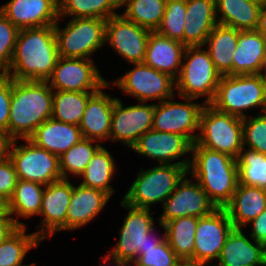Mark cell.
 I'll return each instance as SVG.
<instances>
[{
	"label": "cell",
	"mask_w": 266,
	"mask_h": 266,
	"mask_svg": "<svg viewBox=\"0 0 266 266\" xmlns=\"http://www.w3.org/2000/svg\"><path fill=\"white\" fill-rule=\"evenodd\" d=\"M58 58L54 25L20 29L7 75L13 80L47 81Z\"/></svg>",
	"instance_id": "6da1fadb"
},
{
	"label": "cell",
	"mask_w": 266,
	"mask_h": 266,
	"mask_svg": "<svg viewBox=\"0 0 266 266\" xmlns=\"http://www.w3.org/2000/svg\"><path fill=\"white\" fill-rule=\"evenodd\" d=\"M53 89L47 81L13 80L8 134L29 139L38 126L52 118Z\"/></svg>",
	"instance_id": "7a4b0ae2"
},
{
	"label": "cell",
	"mask_w": 266,
	"mask_h": 266,
	"mask_svg": "<svg viewBox=\"0 0 266 266\" xmlns=\"http://www.w3.org/2000/svg\"><path fill=\"white\" fill-rule=\"evenodd\" d=\"M188 175L195 178L217 208L232 200L239 182L237 160L227 154L192 144Z\"/></svg>",
	"instance_id": "3957f363"
},
{
	"label": "cell",
	"mask_w": 266,
	"mask_h": 266,
	"mask_svg": "<svg viewBox=\"0 0 266 266\" xmlns=\"http://www.w3.org/2000/svg\"><path fill=\"white\" fill-rule=\"evenodd\" d=\"M217 110L245 118L246 110L266 112V79L262 74L221 76L214 100Z\"/></svg>",
	"instance_id": "277c9868"
},
{
	"label": "cell",
	"mask_w": 266,
	"mask_h": 266,
	"mask_svg": "<svg viewBox=\"0 0 266 266\" xmlns=\"http://www.w3.org/2000/svg\"><path fill=\"white\" fill-rule=\"evenodd\" d=\"M221 76L204 46H186L180 73L175 79V90L181 98L206 96L204 103L210 104Z\"/></svg>",
	"instance_id": "5b68a950"
},
{
	"label": "cell",
	"mask_w": 266,
	"mask_h": 266,
	"mask_svg": "<svg viewBox=\"0 0 266 266\" xmlns=\"http://www.w3.org/2000/svg\"><path fill=\"white\" fill-rule=\"evenodd\" d=\"M189 166L159 164L138 172L137 178L123 197L129 205L151 209L152 204L164 201L175 191L179 182L188 175Z\"/></svg>",
	"instance_id": "8992f818"
},
{
	"label": "cell",
	"mask_w": 266,
	"mask_h": 266,
	"mask_svg": "<svg viewBox=\"0 0 266 266\" xmlns=\"http://www.w3.org/2000/svg\"><path fill=\"white\" fill-rule=\"evenodd\" d=\"M243 118L205 104L200 115L195 143L237 159L243 145Z\"/></svg>",
	"instance_id": "52a82bcc"
},
{
	"label": "cell",
	"mask_w": 266,
	"mask_h": 266,
	"mask_svg": "<svg viewBox=\"0 0 266 266\" xmlns=\"http://www.w3.org/2000/svg\"><path fill=\"white\" fill-rule=\"evenodd\" d=\"M120 203L123 208L128 209V215L119 230L117 245L109 253L134 262L142 250L156 248L165 240V229L163 237L154 234V218L151 215V209L135 207L123 200Z\"/></svg>",
	"instance_id": "ba28073f"
},
{
	"label": "cell",
	"mask_w": 266,
	"mask_h": 266,
	"mask_svg": "<svg viewBox=\"0 0 266 266\" xmlns=\"http://www.w3.org/2000/svg\"><path fill=\"white\" fill-rule=\"evenodd\" d=\"M106 21L101 18H72L65 28L54 25L59 57L93 60L91 55L105 46Z\"/></svg>",
	"instance_id": "9c48e42d"
},
{
	"label": "cell",
	"mask_w": 266,
	"mask_h": 266,
	"mask_svg": "<svg viewBox=\"0 0 266 266\" xmlns=\"http://www.w3.org/2000/svg\"><path fill=\"white\" fill-rule=\"evenodd\" d=\"M17 146L12 140L9 158L12 160L18 179L43 185L62 179L59 169V157L43 148L37 147L29 139Z\"/></svg>",
	"instance_id": "30bf717a"
},
{
	"label": "cell",
	"mask_w": 266,
	"mask_h": 266,
	"mask_svg": "<svg viewBox=\"0 0 266 266\" xmlns=\"http://www.w3.org/2000/svg\"><path fill=\"white\" fill-rule=\"evenodd\" d=\"M133 69L113 80L112 84L139 102L159 100L162 102L175 95V79L143 63H133Z\"/></svg>",
	"instance_id": "8fae6325"
},
{
	"label": "cell",
	"mask_w": 266,
	"mask_h": 266,
	"mask_svg": "<svg viewBox=\"0 0 266 266\" xmlns=\"http://www.w3.org/2000/svg\"><path fill=\"white\" fill-rule=\"evenodd\" d=\"M171 99L174 100V97L159 104L155 103L152 129L159 132L180 134L194 144L198 136L194 135V132L199 130L200 115L205 103H195V98L188 97L184 98L186 103Z\"/></svg>",
	"instance_id": "7c38bea8"
},
{
	"label": "cell",
	"mask_w": 266,
	"mask_h": 266,
	"mask_svg": "<svg viewBox=\"0 0 266 266\" xmlns=\"http://www.w3.org/2000/svg\"><path fill=\"white\" fill-rule=\"evenodd\" d=\"M93 62L83 58L59 57L47 82L53 90L98 92L108 82Z\"/></svg>",
	"instance_id": "4fadbf2b"
},
{
	"label": "cell",
	"mask_w": 266,
	"mask_h": 266,
	"mask_svg": "<svg viewBox=\"0 0 266 266\" xmlns=\"http://www.w3.org/2000/svg\"><path fill=\"white\" fill-rule=\"evenodd\" d=\"M192 179L194 182L184 176L175 191L164 201L163 214L158 219L160 226L180 217L208 216L218 209L198 181Z\"/></svg>",
	"instance_id": "5bb4252c"
},
{
	"label": "cell",
	"mask_w": 266,
	"mask_h": 266,
	"mask_svg": "<svg viewBox=\"0 0 266 266\" xmlns=\"http://www.w3.org/2000/svg\"><path fill=\"white\" fill-rule=\"evenodd\" d=\"M154 112L155 103L140 102L137 105L123 107L122 101L116 97L112 112L110 141H121L128 148H132L143 134L152 129Z\"/></svg>",
	"instance_id": "9a60e30c"
},
{
	"label": "cell",
	"mask_w": 266,
	"mask_h": 266,
	"mask_svg": "<svg viewBox=\"0 0 266 266\" xmlns=\"http://www.w3.org/2000/svg\"><path fill=\"white\" fill-rule=\"evenodd\" d=\"M151 30L126 19L122 14L110 17L105 25V43L128 63H143Z\"/></svg>",
	"instance_id": "2e32d148"
},
{
	"label": "cell",
	"mask_w": 266,
	"mask_h": 266,
	"mask_svg": "<svg viewBox=\"0 0 266 266\" xmlns=\"http://www.w3.org/2000/svg\"><path fill=\"white\" fill-rule=\"evenodd\" d=\"M136 153L157 161V164L190 166L191 159L179 160L181 156L192 152V143L180 134L149 130L143 134L131 148Z\"/></svg>",
	"instance_id": "e0dca14e"
},
{
	"label": "cell",
	"mask_w": 266,
	"mask_h": 266,
	"mask_svg": "<svg viewBox=\"0 0 266 266\" xmlns=\"http://www.w3.org/2000/svg\"><path fill=\"white\" fill-rule=\"evenodd\" d=\"M233 228L225 208H218L210 215L200 217L195 232L194 259L209 262L218 260Z\"/></svg>",
	"instance_id": "ac0fdd59"
},
{
	"label": "cell",
	"mask_w": 266,
	"mask_h": 266,
	"mask_svg": "<svg viewBox=\"0 0 266 266\" xmlns=\"http://www.w3.org/2000/svg\"><path fill=\"white\" fill-rule=\"evenodd\" d=\"M72 191L73 184L69 179H60L45 185L39 213L43 220L38 225V231L34 232L41 240L51 238L55 232L66 230L67 208Z\"/></svg>",
	"instance_id": "d6986e66"
},
{
	"label": "cell",
	"mask_w": 266,
	"mask_h": 266,
	"mask_svg": "<svg viewBox=\"0 0 266 266\" xmlns=\"http://www.w3.org/2000/svg\"><path fill=\"white\" fill-rule=\"evenodd\" d=\"M0 11L19 29L55 25L59 21L58 0H10Z\"/></svg>",
	"instance_id": "ffe728a7"
},
{
	"label": "cell",
	"mask_w": 266,
	"mask_h": 266,
	"mask_svg": "<svg viewBox=\"0 0 266 266\" xmlns=\"http://www.w3.org/2000/svg\"><path fill=\"white\" fill-rule=\"evenodd\" d=\"M112 86L109 82L94 93L85 106L79 128L83 138L94 141L109 139L111 120L116 97H110L102 89Z\"/></svg>",
	"instance_id": "44dd1931"
},
{
	"label": "cell",
	"mask_w": 266,
	"mask_h": 266,
	"mask_svg": "<svg viewBox=\"0 0 266 266\" xmlns=\"http://www.w3.org/2000/svg\"><path fill=\"white\" fill-rule=\"evenodd\" d=\"M110 197L103 190L73 184L72 196L67 208L66 230L73 231L88 224L102 211Z\"/></svg>",
	"instance_id": "7402d4cb"
},
{
	"label": "cell",
	"mask_w": 266,
	"mask_h": 266,
	"mask_svg": "<svg viewBox=\"0 0 266 266\" xmlns=\"http://www.w3.org/2000/svg\"><path fill=\"white\" fill-rule=\"evenodd\" d=\"M183 44L203 46L218 24L215 0H186Z\"/></svg>",
	"instance_id": "603a6c76"
},
{
	"label": "cell",
	"mask_w": 266,
	"mask_h": 266,
	"mask_svg": "<svg viewBox=\"0 0 266 266\" xmlns=\"http://www.w3.org/2000/svg\"><path fill=\"white\" fill-rule=\"evenodd\" d=\"M185 48L182 42L151 31L144 63L176 79L180 73Z\"/></svg>",
	"instance_id": "cb8c5ba5"
},
{
	"label": "cell",
	"mask_w": 266,
	"mask_h": 266,
	"mask_svg": "<svg viewBox=\"0 0 266 266\" xmlns=\"http://www.w3.org/2000/svg\"><path fill=\"white\" fill-rule=\"evenodd\" d=\"M82 138L79 126L49 118L36 128L29 140L60 157Z\"/></svg>",
	"instance_id": "d4e9b609"
},
{
	"label": "cell",
	"mask_w": 266,
	"mask_h": 266,
	"mask_svg": "<svg viewBox=\"0 0 266 266\" xmlns=\"http://www.w3.org/2000/svg\"><path fill=\"white\" fill-rule=\"evenodd\" d=\"M242 228H233L222 247L216 266H264L262 243L250 241Z\"/></svg>",
	"instance_id": "484cf974"
},
{
	"label": "cell",
	"mask_w": 266,
	"mask_h": 266,
	"mask_svg": "<svg viewBox=\"0 0 266 266\" xmlns=\"http://www.w3.org/2000/svg\"><path fill=\"white\" fill-rule=\"evenodd\" d=\"M266 37L257 30H239L233 55V75L261 74Z\"/></svg>",
	"instance_id": "4316f807"
},
{
	"label": "cell",
	"mask_w": 266,
	"mask_h": 266,
	"mask_svg": "<svg viewBox=\"0 0 266 266\" xmlns=\"http://www.w3.org/2000/svg\"><path fill=\"white\" fill-rule=\"evenodd\" d=\"M225 209L234 228L247 226L266 209V190L238 182L232 200Z\"/></svg>",
	"instance_id": "83f0119b"
},
{
	"label": "cell",
	"mask_w": 266,
	"mask_h": 266,
	"mask_svg": "<svg viewBox=\"0 0 266 266\" xmlns=\"http://www.w3.org/2000/svg\"><path fill=\"white\" fill-rule=\"evenodd\" d=\"M239 30L217 24L208 35L204 47L215 68L222 75H233V55L237 48Z\"/></svg>",
	"instance_id": "f1b7e54d"
},
{
	"label": "cell",
	"mask_w": 266,
	"mask_h": 266,
	"mask_svg": "<svg viewBox=\"0 0 266 266\" xmlns=\"http://www.w3.org/2000/svg\"><path fill=\"white\" fill-rule=\"evenodd\" d=\"M215 6L218 24L240 31L256 30L260 4L252 0H215Z\"/></svg>",
	"instance_id": "f546056e"
},
{
	"label": "cell",
	"mask_w": 266,
	"mask_h": 266,
	"mask_svg": "<svg viewBox=\"0 0 266 266\" xmlns=\"http://www.w3.org/2000/svg\"><path fill=\"white\" fill-rule=\"evenodd\" d=\"M45 185L18 179L13 196L6 204V211L18 226H26L19 217L29 218L39 215ZM14 216H17L16 220Z\"/></svg>",
	"instance_id": "4dcf8cb0"
},
{
	"label": "cell",
	"mask_w": 266,
	"mask_h": 266,
	"mask_svg": "<svg viewBox=\"0 0 266 266\" xmlns=\"http://www.w3.org/2000/svg\"><path fill=\"white\" fill-rule=\"evenodd\" d=\"M114 162L110 152L101 146L79 176L84 178L80 185L103 190L112 196L115 193V189L110 185V181L113 179V174L116 173Z\"/></svg>",
	"instance_id": "1f68e13d"
},
{
	"label": "cell",
	"mask_w": 266,
	"mask_h": 266,
	"mask_svg": "<svg viewBox=\"0 0 266 266\" xmlns=\"http://www.w3.org/2000/svg\"><path fill=\"white\" fill-rule=\"evenodd\" d=\"M198 219L199 217L193 216L180 217L161 226L165 229V239L180 259H194V241Z\"/></svg>",
	"instance_id": "d6a6232c"
},
{
	"label": "cell",
	"mask_w": 266,
	"mask_h": 266,
	"mask_svg": "<svg viewBox=\"0 0 266 266\" xmlns=\"http://www.w3.org/2000/svg\"><path fill=\"white\" fill-rule=\"evenodd\" d=\"M26 231V226H19L0 243V266H34L36 264L23 265L27 253L32 248H38L42 242L34 232L26 234Z\"/></svg>",
	"instance_id": "836d02e7"
},
{
	"label": "cell",
	"mask_w": 266,
	"mask_h": 266,
	"mask_svg": "<svg viewBox=\"0 0 266 266\" xmlns=\"http://www.w3.org/2000/svg\"><path fill=\"white\" fill-rule=\"evenodd\" d=\"M94 93L53 90L52 118L79 126L87 101Z\"/></svg>",
	"instance_id": "e575fe53"
},
{
	"label": "cell",
	"mask_w": 266,
	"mask_h": 266,
	"mask_svg": "<svg viewBox=\"0 0 266 266\" xmlns=\"http://www.w3.org/2000/svg\"><path fill=\"white\" fill-rule=\"evenodd\" d=\"M59 20L62 17L101 18L108 20L120 8L119 0H58Z\"/></svg>",
	"instance_id": "d590c367"
},
{
	"label": "cell",
	"mask_w": 266,
	"mask_h": 266,
	"mask_svg": "<svg viewBox=\"0 0 266 266\" xmlns=\"http://www.w3.org/2000/svg\"><path fill=\"white\" fill-rule=\"evenodd\" d=\"M167 0H123L120 8L126 6L121 13L126 19L156 31L162 22Z\"/></svg>",
	"instance_id": "8d00e7d4"
},
{
	"label": "cell",
	"mask_w": 266,
	"mask_h": 266,
	"mask_svg": "<svg viewBox=\"0 0 266 266\" xmlns=\"http://www.w3.org/2000/svg\"><path fill=\"white\" fill-rule=\"evenodd\" d=\"M95 142L88 138H82L59 157V169L62 179H68L69 174L75 177H79L82 174L93 155L102 146Z\"/></svg>",
	"instance_id": "74e56055"
},
{
	"label": "cell",
	"mask_w": 266,
	"mask_h": 266,
	"mask_svg": "<svg viewBox=\"0 0 266 266\" xmlns=\"http://www.w3.org/2000/svg\"><path fill=\"white\" fill-rule=\"evenodd\" d=\"M236 160L239 183L266 190V155L244 146Z\"/></svg>",
	"instance_id": "f35d334b"
},
{
	"label": "cell",
	"mask_w": 266,
	"mask_h": 266,
	"mask_svg": "<svg viewBox=\"0 0 266 266\" xmlns=\"http://www.w3.org/2000/svg\"><path fill=\"white\" fill-rule=\"evenodd\" d=\"M186 0H167L164 16L156 32L183 43Z\"/></svg>",
	"instance_id": "ab89813d"
},
{
	"label": "cell",
	"mask_w": 266,
	"mask_h": 266,
	"mask_svg": "<svg viewBox=\"0 0 266 266\" xmlns=\"http://www.w3.org/2000/svg\"><path fill=\"white\" fill-rule=\"evenodd\" d=\"M243 145L266 155V112L243 118Z\"/></svg>",
	"instance_id": "60d3db41"
},
{
	"label": "cell",
	"mask_w": 266,
	"mask_h": 266,
	"mask_svg": "<svg viewBox=\"0 0 266 266\" xmlns=\"http://www.w3.org/2000/svg\"><path fill=\"white\" fill-rule=\"evenodd\" d=\"M19 28L0 11V75H7Z\"/></svg>",
	"instance_id": "b9f144b4"
},
{
	"label": "cell",
	"mask_w": 266,
	"mask_h": 266,
	"mask_svg": "<svg viewBox=\"0 0 266 266\" xmlns=\"http://www.w3.org/2000/svg\"><path fill=\"white\" fill-rule=\"evenodd\" d=\"M179 259L165 239L156 248L142 250L134 266H175Z\"/></svg>",
	"instance_id": "7bdbcfd3"
},
{
	"label": "cell",
	"mask_w": 266,
	"mask_h": 266,
	"mask_svg": "<svg viewBox=\"0 0 266 266\" xmlns=\"http://www.w3.org/2000/svg\"><path fill=\"white\" fill-rule=\"evenodd\" d=\"M17 180L12 160L9 157L0 160V199L4 203L7 204L13 196Z\"/></svg>",
	"instance_id": "ee69618b"
},
{
	"label": "cell",
	"mask_w": 266,
	"mask_h": 266,
	"mask_svg": "<svg viewBox=\"0 0 266 266\" xmlns=\"http://www.w3.org/2000/svg\"><path fill=\"white\" fill-rule=\"evenodd\" d=\"M11 97L12 78L8 75H0V130L7 133Z\"/></svg>",
	"instance_id": "f6af8a7d"
},
{
	"label": "cell",
	"mask_w": 266,
	"mask_h": 266,
	"mask_svg": "<svg viewBox=\"0 0 266 266\" xmlns=\"http://www.w3.org/2000/svg\"><path fill=\"white\" fill-rule=\"evenodd\" d=\"M250 224L252 225V232L249 237L261 243L266 241V209Z\"/></svg>",
	"instance_id": "bcb514c9"
},
{
	"label": "cell",
	"mask_w": 266,
	"mask_h": 266,
	"mask_svg": "<svg viewBox=\"0 0 266 266\" xmlns=\"http://www.w3.org/2000/svg\"><path fill=\"white\" fill-rule=\"evenodd\" d=\"M19 226L14 222L12 216L5 210L0 215V243L12 234Z\"/></svg>",
	"instance_id": "7dc6e473"
},
{
	"label": "cell",
	"mask_w": 266,
	"mask_h": 266,
	"mask_svg": "<svg viewBox=\"0 0 266 266\" xmlns=\"http://www.w3.org/2000/svg\"><path fill=\"white\" fill-rule=\"evenodd\" d=\"M12 143V139L5 131L0 130V160L9 157V149Z\"/></svg>",
	"instance_id": "c3c4849f"
},
{
	"label": "cell",
	"mask_w": 266,
	"mask_h": 266,
	"mask_svg": "<svg viewBox=\"0 0 266 266\" xmlns=\"http://www.w3.org/2000/svg\"><path fill=\"white\" fill-rule=\"evenodd\" d=\"M208 263L209 261H198L192 258H184V259H179L177 263L175 264V266H207ZM212 266H216V265H212Z\"/></svg>",
	"instance_id": "681fc988"
},
{
	"label": "cell",
	"mask_w": 266,
	"mask_h": 266,
	"mask_svg": "<svg viewBox=\"0 0 266 266\" xmlns=\"http://www.w3.org/2000/svg\"><path fill=\"white\" fill-rule=\"evenodd\" d=\"M256 30L266 37V5L260 9Z\"/></svg>",
	"instance_id": "f907efd6"
},
{
	"label": "cell",
	"mask_w": 266,
	"mask_h": 266,
	"mask_svg": "<svg viewBox=\"0 0 266 266\" xmlns=\"http://www.w3.org/2000/svg\"><path fill=\"white\" fill-rule=\"evenodd\" d=\"M110 259H113L112 262H113V264H115V266H132V265H134V262L115 257V256L111 255L110 253H108V255H106V257H102L101 264L103 262L106 263V261L109 262Z\"/></svg>",
	"instance_id": "816d5d0a"
},
{
	"label": "cell",
	"mask_w": 266,
	"mask_h": 266,
	"mask_svg": "<svg viewBox=\"0 0 266 266\" xmlns=\"http://www.w3.org/2000/svg\"><path fill=\"white\" fill-rule=\"evenodd\" d=\"M261 74L265 77L266 79V53L263 59L262 67H261Z\"/></svg>",
	"instance_id": "f5cc1de1"
},
{
	"label": "cell",
	"mask_w": 266,
	"mask_h": 266,
	"mask_svg": "<svg viewBox=\"0 0 266 266\" xmlns=\"http://www.w3.org/2000/svg\"><path fill=\"white\" fill-rule=\"evenodd\" d=\"M262 250H263V263L266 266V241L262 243Z\"/></svg>",
	"instance_id": "db71d44e"
},
{
	"label": "cell",
	"mask_w": 266,
	"mask_h": 266,
	"mask_svg": "<svg viewBox=\"0 0 266 266\" xmlns=\"http://www.w3.org/2000/svg\"><path fill=\"white\" fill-rule=\"evenodd\" d=\"M6 210V203L0 199V215Z\"/></svg>",
	"instance_id": "11a10c76"
},
{
	"label": "cell",
	"mask_w": 266,
	"mask_h": 266,
	"mask_svg": "<svg viewBox=\"0 0 266 266\" xmlns=\"http://www.w3.org/2000/svg\"><path fill=\"white\" fill-rule=\"evenodd\" d=\"M253 2L260 4L261 6H265L266 5V0H252Z\"/></svg>",
	"instance_id": "9f6ffc18"
}]
</instances>
